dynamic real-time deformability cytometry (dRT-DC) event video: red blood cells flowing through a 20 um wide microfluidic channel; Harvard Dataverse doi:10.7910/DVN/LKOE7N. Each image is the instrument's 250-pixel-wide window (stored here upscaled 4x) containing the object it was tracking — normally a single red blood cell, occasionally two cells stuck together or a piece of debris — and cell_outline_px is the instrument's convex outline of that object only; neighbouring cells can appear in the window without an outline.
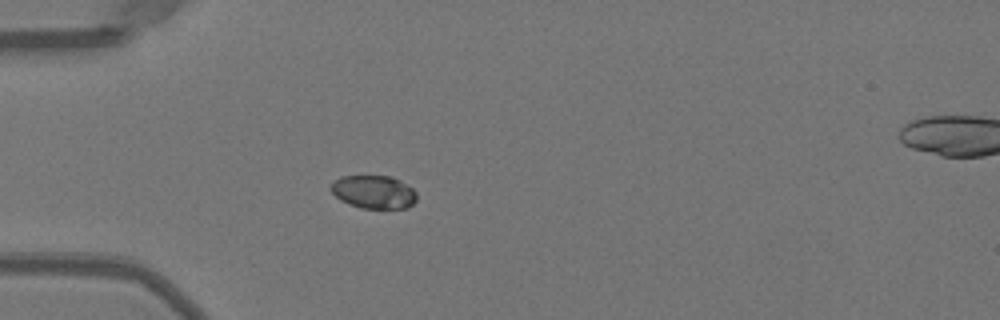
{"species": "Egyptian fruit bat (a non-hibernating species)", "species_latin": "Rousettus aegyptiacus", "temperature_condition": "warm", "stored_images_in_passage": 37, "camera_frame_rate_fps": 3000, "um_per_image_px": 0.085, "animal": {"sex": "female"}, "frame": {"image": 1, "passage_image": 1, "time_ms": 0.0, "image_size_px": [1000, 320], "cell_outline_px": [[416, 200], [408, 208], [360, 208], [348, 204], [340, 200], [328, 188], [340, 176], [392, 176], [408, 184], [416, 192]], "centroid_in_image_um": [31.77, 16.31], "position_along_channel_um": 53.2, "area_um2": 16.7}}
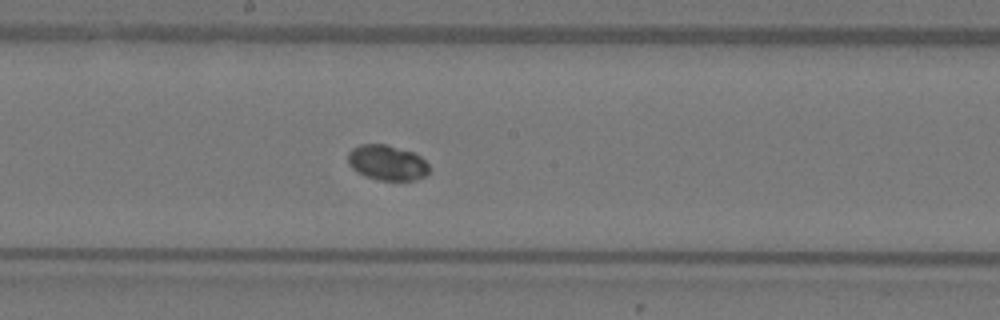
{"frame": {"image": 2, "passage_image": 14, "time_ms": 4.333, "image_size_px": [1000, 320], "cell_outline_px": [[428, 172], [424, 176], [416, 180], [380, 180], [364, 176], [356, 172], [348, 164], [348, 152], [352, 148], [360, 144], [388, 144], [412, 152], [420, 156], [428, 164]], "centroid_in_image_um": [32.87, 13.82], "position_along_channel_um": 215.3, "area_um2": 16.76}}
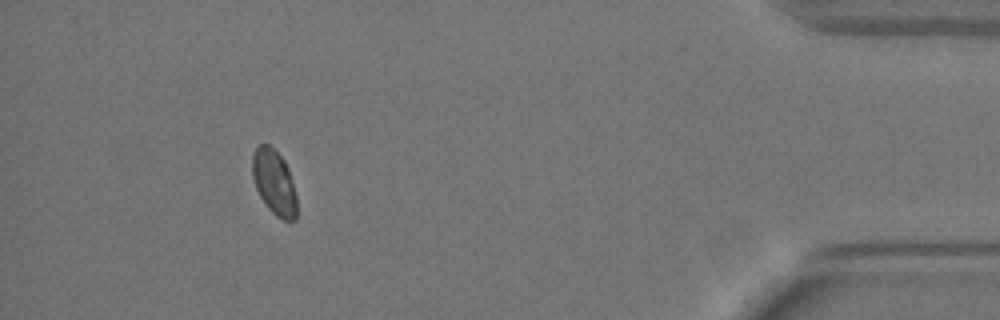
{"frame": {"image": 3, "passage_image": 33, "time_ms": 10.667, "image_size_px": [1000, 320], "cell_outline_px": [[296, 220], [284, 220], [276, 216], [268, 208], [260, 196], [256, 188], [252, 176], [252, 152], [260, 144], [268, 144], [284, 160], [288, 168], [296, 196]], "centroid_in_image_um": [23.29, 15.49], "position_along_channel_um": 411.9, "area_um2": 16.7}, "authors_computed_cell_mechanics": {"area_um2": 16.9932, "velocity_mm_per_s": 3.989, "shape_relaxation_time_tau1_ms": 2.8771, "shape_relaxation_time_tau2_ms": null, "deformation_change_tau1": 0.0392, "deformation_change_tau2": null}}